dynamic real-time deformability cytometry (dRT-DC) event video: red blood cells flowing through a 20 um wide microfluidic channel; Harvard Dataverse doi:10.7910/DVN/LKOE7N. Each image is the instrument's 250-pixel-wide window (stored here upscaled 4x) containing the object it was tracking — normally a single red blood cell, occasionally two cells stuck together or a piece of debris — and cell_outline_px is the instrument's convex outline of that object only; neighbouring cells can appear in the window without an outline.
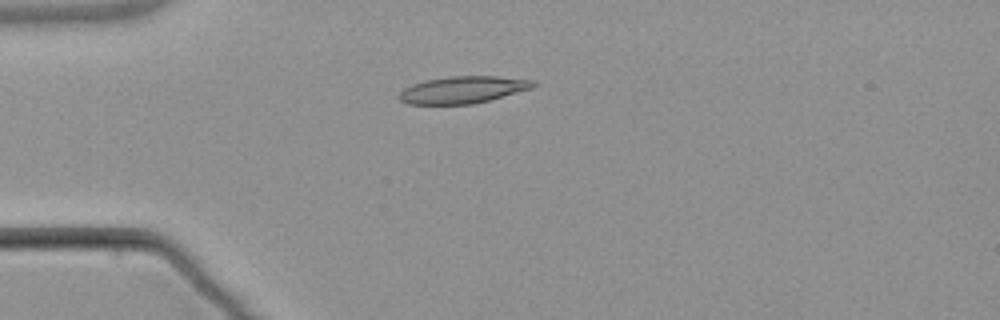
{"species": "common noctule bat (a hibernating species)", "species_latin": "Nyctalus noctula", "temperature_condition": "warm", "stored_images_in_passage": 4, "camera_frame_rate_fps": 3000, "um_per_image_px": 0.085, "animal": {"sex": "male", "body_mass_g": 21.5, "forearm_length_mm": 52.0}, "frame": {"image": 1, "passage_image": 4, "time_ms": 3.667, "image_size_px": [1000, 320], "cell_outline_px": [[536, 84], [532, 88], [488, 100], [472, 104], [408, 104], [400, 100], [396, 96], [404, 88], [412, 84], [424, 80], [448, 76], [496, 76], [536, 80]], "centroid_in_image_um": [39.31, 7.62], "position_along_channel_um": 45.7, "area_um2": 21.15}}